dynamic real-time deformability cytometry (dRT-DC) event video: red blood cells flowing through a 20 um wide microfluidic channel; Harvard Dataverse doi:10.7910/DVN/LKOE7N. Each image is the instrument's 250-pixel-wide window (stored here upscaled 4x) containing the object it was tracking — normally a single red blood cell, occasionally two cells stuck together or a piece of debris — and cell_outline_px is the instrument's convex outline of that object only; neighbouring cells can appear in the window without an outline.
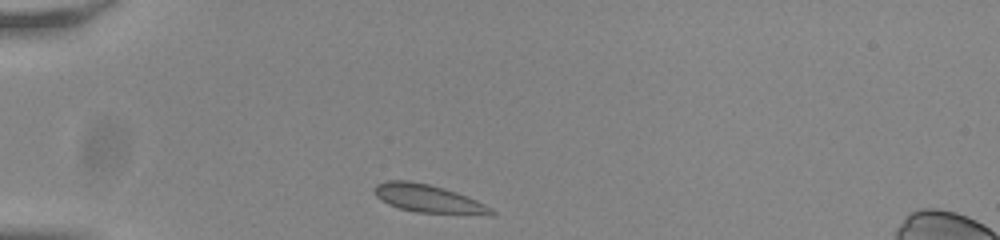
{"species": "common noctule bat (a hibernating species)", "species_latin": "Nyctalus noctula", "temperature_condition": "room temperature", "stored_images_in_passage": 33, "camera_frame_rate_fps": 3000, "um_per_image_px": 0.085, "animal": {"sex": "male", "body_mass_g": 20.0, "forearm_length_mm": 53.3}, "frame": {"image": 1, "passage_image": 1, "time_ms": 0.0, "image_size_px": [1000, 240], "cell_outline_px": [[496, 212], [492, 216], [416, 212], [400, 208], [388, 204], [380, 200], [376, 196], [372, 188], [376, 184], [388, 180], [408, 180], [428, 184], [444, 188], [456, 192], [476, 200], [492, 208]], "centroid_in_image_um": [36.42, 16.9], "position_along_channel_um": 48.6, "area_um2": 19.36}}
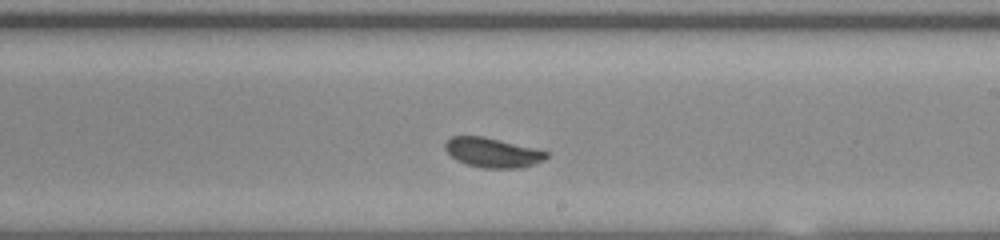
{"frame": {"image": 2, "passage_image": 19, "time_ms": 6.0, "image_size_px": [1000, 240], "cell_outline_px": [[548, 156], [544, 160], [536, 164], [520, 168], [484, 168], [468, 164], [456, 160], [444, 148], [444, 144], [452, 136], [484, 136], [548, 152]], "centroid_in_image_um": [41.87, 12.97], "position_along_channel_um": 247.1, "area_um2": 17.28}}
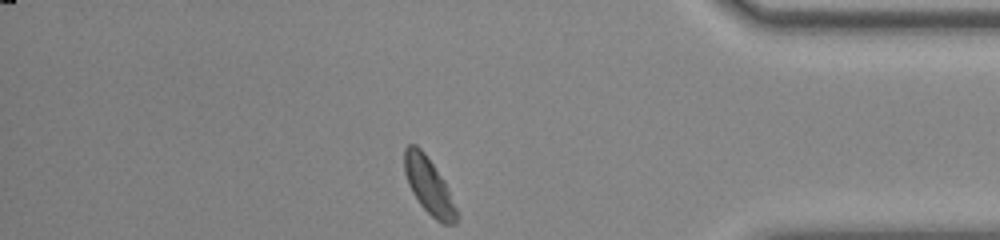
{"frame": {"image": 3, "passage_image": 33, "time_ms": 10.667, "image_size_px": [1000, 240], "cell_outline_px": [[460, 216], [456, 224], [444, 224], [436, 220], [420, 204], [412, 192], [408, 184], [404, 172], [404, 148], [408, 144], [416, 144], [424, 152], [444, 180], [460, 212]], "centroid_in_image_um": [36.49, 15.82], "position_along_channel_um": 398.7, "area_um2": 17.4}, "authors_computed_cell_mechanics": {"area_um2": 17.7446, "velocity_mm_per_s": 3.7653, "shape_relaxation_time_tau1_ms": 6.4855, "shape_relaxation_time_tau2_ms": null, "deformation_change_tau1": 0.1418, "deformation_change_tau2": null}}